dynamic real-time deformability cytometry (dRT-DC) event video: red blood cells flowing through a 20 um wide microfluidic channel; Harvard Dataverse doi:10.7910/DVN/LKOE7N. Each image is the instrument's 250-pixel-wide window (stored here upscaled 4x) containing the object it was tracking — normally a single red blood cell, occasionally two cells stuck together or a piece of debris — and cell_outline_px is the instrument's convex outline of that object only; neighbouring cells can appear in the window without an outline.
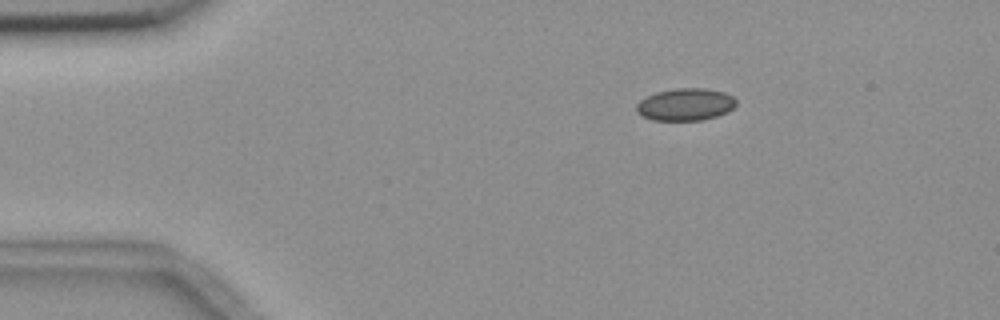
{"species": "common noctule bat (a hibernating species)", "species_latin": "Nyctalus noctula", "temperature_condition": "room temperature", "stored_images_in_passage": 5, "camera_frame_rate_fps": 3000, "um_per_image_px": 0.085, "animal": {"sex": "female", "body_mass_g": 18.4}, "frame": {"image": 1, "passage_image": 3, "time_ms": 2.333, "image_size_px": [1000, 320], "cell_outline_px": [[736, 104], [728, 112], [716, 116], [700, 120], [652, 120], [636, 112], [636, 104], [640, 100], [656, 92], [676, 88], [704, 88], [724, 92], [732, 96], [736, 100]], "centroid_in_image_um": [58.26, 8.87], "position_along_channel_um": 26.7, "area_um2": 18.67}}